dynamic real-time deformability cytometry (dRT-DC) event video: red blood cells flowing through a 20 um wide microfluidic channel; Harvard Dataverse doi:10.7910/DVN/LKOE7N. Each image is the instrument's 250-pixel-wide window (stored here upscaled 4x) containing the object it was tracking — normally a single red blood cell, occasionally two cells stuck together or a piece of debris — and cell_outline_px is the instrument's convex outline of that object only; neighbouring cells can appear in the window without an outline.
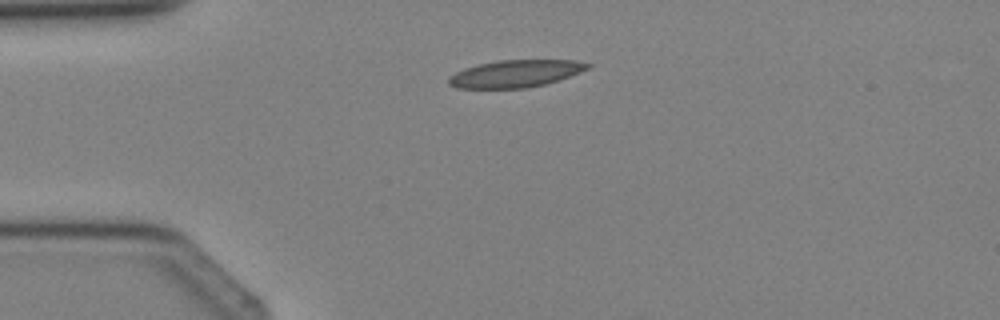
{"species": "Egyptian fruit bat (a non-hibernating species)", "species_latin": "Rousettus aegyptiacus", "temperature_condition": "cold", "stored_images_in_passage": 3, "camera_frame_rate_fps": 3000, "um_per_image_px": 0.085, "animal": {"sex": "female"}, "frame": {"image": 1, "passage_image": 2, "time_ms": 1.333, "image_size_px": [1000, 320], "cell_outline_px": [[592, 64], [588, 68], [568, 76], [544, 84], [528, 88], [456, 88], [448, 84], [448, 76], [464, 68], [476, 64], [500, 60], [576, 60]], "centroid_in_image_um": [43.75, 6.25], "position_along_channel_um": 41.2, "area_um2": 21.96}}